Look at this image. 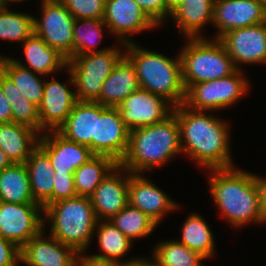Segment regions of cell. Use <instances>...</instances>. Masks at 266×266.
Masks as SVG:
<instances>
[{
    "instance_id": "d6986e66",
    "label": "cell",
    "mask_w": 266,
    "mask_h": 266,
    "mask_svg": "<svg viewBox=\"0 0 266 266\" xmlns=\"http://www.w3.org/2000/svg\"><path fill=\"white\" fill-rule=\"evenodd\" d=\"M76 102L75 91L69 90L66 83L62 84L56 79L44 82L43 97L38 106L40 133L48 129L57 131L73 110Z\"/></svg>"
},
{
    "instance_id": "4dcf8cb0",
    "label": "cell",
    "mask_w": 266,
    "mask_h": 266,
    "mask_svg": "<svg viewBox=\"0 0 266 266\" xmlns=\"http://www.w3.org/2000/svg\"><path fill=\"white\" fill-rule=\"evenodd\" d=\"M180 243L189 249L198 252L206 259L214 254L213 234L204 218L197 214H191L186 219L182 228Z\"/></svg>"
},
{
    "instance_id": "8d00e7d4",
    "label": "cell",
    "mask_w": 266,
    "mask_h": 266,
    "mask_svg": "<svg viewBox=\"0 0 266 266\" xmlns=\"http://www.w3.org/2000/svg\"><path fill=\"white\" fill-rule=\"evenodd\" d=\"M62 3L75 19H103L106 0H63Z\"/></svg>"
},
{
    "instance_id": "8992f818",
    "label": "cell",
    "mask_w": 266,
    "mask_h": 266,
    "mask_svg": "<svg viewBox=\"0 0 266 266\" xmlns=\"http://www.w3.org/2000/svg\"><path fill=\"white\" fill-rule=\"evenodd\" d=\"M188 39L180 52L185 90L193 84L227 77L237 70L219 39Z\"/></svg>"
},
{
    "instance_id": "e575fe53",
    "label": "cell",
    "mask_w": 266,
    "mask_h": 266,
    "mask_svg": "<svg viewBox=\"0 0 266 266\" xmlns=\"http://www.w3.org/2000/svg\"><path fill=\"white\" fill-rule=\"evenodd\" d=\"M81 23V24H80ZM85 26V28H84ZM107 25L103 19H75L73 24V57L94 52H102L109 48L102 50H94L96 39L100 42L102 38V28Z\"/></svg>"
},
{
    "instance_id": "836d02e7",
    "label": "cell",
    "mask_w": 266,
    "mask_h": 266,
    "mask_svg": "<svg viewBox=\"0 0 266 266\" xmlns=\"http://www.w3.org/2000/svg\"><path fill=\"white\" fill-rule=\"evenodd\" d=\"M109 220L131 241L145 237L157 226L145 213L129 204Z\"/></svg>"
},
{
    "instance_id": "83f0119b",
    "label": "cell",
    "mask_w": 266,
    "mask_h": 266,
    "mask_svg": "<svg viewBox=\"0 0 266 266\" xmlns=\"http://www.w3.org/2000/svg\"><path fill=\"white\" fill-rule=\"evenodd\" d=\"M118 165L111 157L94 155L74 173L77 196L90 197L106 175Z\"/></svg>"
},
{
    "instance_id": "7a4b0ae2",
    "label": "cell",
    "mask_w": 266,
    "mask_h": 266,
    "mask_svg": "<svg viewBox=\"0 0 266 266\" xmlns=\"http://www.w3.org/2000/svg\"><path fill=\"white\" fill-rule=\"evenodd\" d=\"M209 177L211 196L232 226H242L250 221L262 223L260 193L255 174L234 167L212 169Z\"/></svg>"
},
{
    "instance_id": "bcb514c9",
    "label": "cell",
    "mask_w": 266,
    "mask_h": 266,
    "mask_svg": "<svg viewBox=\"0 0 266 266\" xmlns=\"http://www.w3.org/2000/svg\"><path fill=\"white\" fill-rule=\"evenodd\" d=\"M12 164L6 153L0 149V172Z\"/></svg>"
},
{
    "instance_id": "f6af8a7d",
    "label": "cell",
    "mask_w": 266,
    "mask_h": 266,
    "mask_svg": "<svg viewBox=\"0 0 266 266\" xmlns=\"http://www.w3.org/2000/svg\"><path fill=\"white\" fill-rule=\"evenodd\" d=\"M183 0H165L167 7V16H171V13L176 10Z\"/></svg>"
},
{
    "instance_id": "f35d334b",
    "label": "cell",
    "mask_w": 266,
    "mask_h": 266,
    "mask_svg": "<svg viewBox=\"0 0 266 266\" xmlns=\"http://www.w3.org/2000/svg\"><path fill=\"white\" fill-rule=\"evenodd\" d=\"M141 9L159 26L167 17L165 0H134Z\"/></svg>"
},
{
    "instance_id": "30bf717a",
    "label": "cell",
    "mask_w": 266,
    "mask_h": 266,
    "mask_svg": "<svg viewBox=\"0 0 266 266\" xmlns=\"http://www.w3.org/2000/svg\"><path fill=\"white\" fill-rule=\"evenodd\" d=\"M39 203L16 204L0 201V236L20 249L44 229Z\"/></svg>"
},
{
    "instance_id": "ab89813d",
    "label": "cell",
    "mask_w": 266,
    "mask_h": 266,
    "mask_svg": "<svg viewBox=\"0 0 266 266\" xmlns=\"http://www.w3.org/2000/svg\"><path fill=\"white\" fill-rule=\"evenodd\" d=\"M21 261L20 248L0 236V266H17Z\"/></svg>"
},
{
    "instance_id": "c3c4849f",
    "label": "cell",
    "mask_w": 266,
    "mask_h": 266,
    "mask_svg": "<svg viewBox=\"0 0 266 266\" xmlns=\"http://www.w3.org/2000/svg\"><path fill=\"white\" fill-rule=\"evenodd\" d=\"M42 1H45V2H62L63 0H42Z\"/></svg>"
},
{
    "instance_id": "f1b7e54d",
    "label": "cell",
    "mask_w": 266,
    "mask_h": 266,
    "mask_svg": "<svg viewBox=\"0 0 266 266\" xmlns=\"http://www.w3.org/2000/svg\"><path fill=\"white\" fill-rule=\"evenodd\" d=\"M0 69L13 81L18 90L30 102L39 106L44 91V83L35 72L19 65L14 58L0 57Z\"/></svg>"
},
{
    "instance_id": "7402d4cb",
    "label": "cell",
    "mask_w": 266,
    "mask_h": 266,
    "mask_svg": "<svg viewBox=\"0 0 266 266\" xmlns=\"http://www.w3.org/2000/svg\"><path fill=\"white\" fill-rule=\"evenodd\" d=\"M39 132L19 123H0V149L12 163L25 164L38 147Z\"/></svg>"
},
{
    "instance_id": "484cf974",
    "label": "cell",
    "mask_w": 266,
    "mask_h": 266,
    "mask_svg": "<svg viewBox=\"0 0 266 266\" xmlns=\"http://www.w3.org/2000/svg\"><path fill=\"white\" fill-rule=\"evenodd\" d=\"M214 3L215 0H183L171 17L187 38H199L203 25L212 23Z\"/></svg>"
},
{
    "instance_id": "4316f807",
    "label": "cell",
    "mask_w": 266,
    "mask_h": 266,
    "mask_svg": "<svg viewBox=\"0 0 266 266\" xmlns=\"http://www.w3.org/2000/svg\"><path fill=\"white\" fill-rule=\"evenodd\" d=\"M0 201L16 204L37 203L31 193L25 164L12 163L0 172Z\"/></svg>"
},
{
    "instance_id": "7c38bea8",
    "label": "cell",
    "mask_w": 266,
    "mask_h": 266,
    "mask_svg": "<svg viewBox=\"0 0 266 266\" xmlns=\"http://www.w3.org/2000/svg\"><path fill=\"white\" fill-rule=\"evenodd\" d=\"M116 108L129 130L161 122L174 110V106L166 99L140 87L128 95Z\"/></svg>"
},
{
    "instance_id": "5bb4252c",
    "label": "cell",
    "mask_w": 266,
    "mask_h": 266,
    "mask_svg": "<svg viewBox=\"0 0 266 266\" xmlns=\"http://www.w3.org/2000/svg\"><path fill=\"white\" fill-rule=\"evenodd\" d=\"M212 22L219 39L228 31L266 22V7L260 0H215Z\"/></svg>"
},
{
    "instance_id": "d590c367",
    "label": "cell",
    "mask_w": 266,
    "mask_h": 266,
    "mask_svg": "<svg viewBox=\"0 0 266 266\" xmlns=\"http://www.w3.org/2000/svg\"><path fill=\"white\" fill-rule=\"evenodd\" d=\"M33 33V16L8 11L7 5H0V39L23 43Z\"/></svg>"
},
{
    "instance_id": "4fadbf2b",
    "label": "cell",
    "mask_w": 266,
    "mask_h": 266,
    "mask_svg": "<svg viewBox=\"0 0 266 266\" xmlns=\"http://www.w3.org/2000/svg\"><path fill=\"white\" fill-rule=\"evenodd\" d=\"M219 40L237 69L239 63H266V22L228 31Z\"/></svg>"
},
{
    "instance_id": "f546056e",
    "label": "cell",
    "mask_w": 266,
    "mask_h": 266,
    "mask_svg": "<svg viewBox=\"0 0 266 266\" xmlns=\"http://www.w3.org/2000/svg\"><path fill=\"white\" fill-rule=\"evenodd\" d=\"M0 85L12 108L13 123L26 125L40 132L38 106L26 99L1 69Z\"/></svg>"
},
{
    "instance_id": "5b68a950",
    "label": "cell",
    "mask_w": 266,
    "mask_h": 266,
    "mask_svg": "<svg viewBox=\"0 0 266 266\" xmlns=\"http://www.w3.org/2000/svg\"><path fill=\"white\" fill-rule=\"evenodd\" d=\"M43 212L44 220H50L51 236L80 254L86 252L98 221L89 197L60 200L45 207Z\"/></svg>"
},
{
    "instance_id": "d6a6232c",
    "label": "cell",
    "mask_w": 266,
    "mask_h": 266,
    "mask_svg": "<svg viewBox=\"0 0 266 266\" xmlns=\"http://www.w3.org/2000/svg\"><path fill=\"white\" fill-rule=\"evenodd\" d=\"M153 253L156 266H202L206 259L178 240L158 243Z\"/></svg>"
},
{
    "instance_id": "3957f363",
    "label": "cell",
    "mask_w": 266,
    "mask_h": 266,
    "mask_svg": "<svg viewBox=\"0 0 266 266\" xmlns=\"http://www.w3.org/2000/svg\"><path fill=\"white\" fill-rule=\"evenodd\" d=\"M180 129L176 115L150 126L129 130L128 148L119 163L130 173H143L165 164L181 153Z\"/></svg>"
},
{
    "instance_id": "ee69618b",
    "label": "cell",
    "mask_w": 266,
    "mask_h": 266,
    "mask_svg": "<svg viewBox=\"0 0 266 266\" xmlns=\"http://www.w3.org/2000/svg\"><path fill=\"white\" fill-rule=\"evenodd\" d=\"M118 266H156L155 260L152 261L138 258L137 259H131L129 261H120L118 262Z\"/></svg>"
},
{
    "instance_id": "ba28073f",
    "label": "cell",
    "mask_w": 266,
    "mask_h": 266,
    "mask_svg": "<svg viewBox=\"0 0 266 266\" xmlns=\"http://www.w3.org/2000/svg\"><path fill=\"white\" fill-rule=\"evenodd\" d=\"M248 84L238 68L227 77L191 85L186 90L184 105L197 111L226 108L245 94Z\"/></svg>"
},
{
    "instance_id": "7bdbcfd3",
    "label": "cell",
    "mask_w": 266,
    "mask_h": 266,
    "mask_svg": "<svg viewBox=\"0 0 266 266\" xmlns=\"http://www.w3.org/2000/svg\"><path fill=\"white\" fill-rule=\"evenodd\" d=\"M255 178L260 193V209L264 218V222H266V178H261L256 175Z\"/></svg>"
},
{
    "instance_id": "52a82bcc",
    "label": "cell",
    "mask_w": 266,
    "mask_h": 266,
    "mask_svg": "<svg viewBox=\"0 0 266 266\" xmlns=\"http://www.w3.org/2000/svg\"><path fill=\"white\" fill-rule=\"evenodd\" d=\"M125 54L118 48H112L72 57L67 61L70 82L77 88V101L95 102L102 91V86L115 65Z\"/></svg>"
},
{
    "instance_id": "1f68e13d",
    "label": "cell",
    "mask_w": 266,
    "mask_h": 266,
    "mask_svg": "<svg viewBox=\"0 0 266 266\" xmlns=\"http://www.w3.org/2000/svg\"><path fill=\"white\" fill-rule=\"evenodd\" d=\"M101 222V223H99ZM96 230L99 245L104 254L91 257L106 261H119L131 248L132 241L126 237L110 220L97 221Z\"/></svg>"
},
{
    "instance_id": "d4e9b609",
    "label": "cell",
    "mask_w": 266,
    "mask_h": 266,
    "mask_svg": "<svg viewBox=\"0 0 266 266\" xmlns=\"http://www.w3.org/2000/svg\"><path fill=\"white\" fill-rule=\"evenodd\" d=\"M25 60L28 66L14 59L19 65L41 75L49 74L67 67V58L57 49L48 46L38 35L33 33L23 42Z\"/></svg>"
},
{
    "instance_id": "7dc6e473",
    "label": "cell",
    "mask_w": 266,
    "mask_h": 266,
    "mask_svg": "<svg viewBox=\"0 0 266 266\" xmlns=\"http://www.w3.org/2000/svg\"><path fill=\"white\" fill-rule=\"evenodd\" d=\"M11 1H25V0H0V5H7L8 2H11Z\"/></svg>"
},
{
    "instance_id": "b9f144b4",
    "label": "cell",
    "mask_w": 266,
    "mask_h": 266,
    "mask_svg": "<svg viewBox=\"0 0 266 266\" xmlns=\"http://www.w3.org/2000/svg\"><path fill=\"white\" fill-rule=\"evenodd\" d=\"M77 266H118L117 261H106L95 259L91 256L78 255Z\"/></svg>"
},
{
    "instance_id": "cb8c5ba5",
    "label": "cell",
    "mask_w": 266,
    "mask_h": 266,
    "mask_svg": "<svg viewBox=\"0 0 266 266\" xmlns=\"http://www.w3.org/2000/svg\"><path fill=\"white\" fill-rule=\"evenodd\" d=\"M30 188L33 199L43 206V209L52 204L54 187L52 167L49 156L38 146L26 160Z\"/></svg>"
},
{
    "instance_id": "603a6c76",
    "label": "cell",
    "mask_w": 266,
    "mask_h": 266,
    "mask_svg": "<svg viewBox=\"0 0 266 266\" xmlns=\"http://www.w3.org/2000/svg\"><path fill=\"white\" fill-rule=\"evenodd\" d=\"M95 128L96 102L77 101L57 132L67 140L88 146L92 151V138H95Z\"/></svg>"
},
{
    "instance_id": "74e56055",
    "label": "cell",
    "mask_w": 266,
    "mask_h": 266,
    "mask_svg": "<svg viewBox=\"0 0 266 266\" xmlns=\"http://www.w3.org/2000/svg\"><path fill=\"white\" fill-rule=\"evenodd\" d=\"M52 203L77 196L74 184V173H54Z\"/></svg>"
},
{
    "instance_id": "681fc988",
    "label": "cell",
    "mask_w": 266,
    "mask_h": 266,
    "mask_svg": "<svg viewBox=\"0 0 266 266\" xmlns=\"http://www.w3.org/2000/svg\"><path fill=\"white\" fill-rule=\"evenodd\" d=\"M263 4H264V6L266 7V0H260Z\"/></svg>"
},
{
    "instance_id": "9a60e30c",
    "label": "cell",
    "mask_w": 266,
    "mask_h": 266,
    "mask_svg": "<svg viewBox=\"0 0 266 266\" xmlns=\"http://www.w3.org/2000/svg\"><path fill=\"white\" fill-rule=\"evenodd\" d=\"M103 21L124 45L131 42L126 35L158 26L134 0H106Z\"/></svg>"
},
{
    "instance_id": "44dd1931",
    "label": "cell",
    "mask_w": 266,
    "mask_h": 266,
    "mask_svg": "<svg viewBox=\"0 0 266 266\" xmlns=\"http://www.w3.org/2000/svg\"><path fill=\"white\" fill-rule=\"evenodd\" d=\"M138 88L139 81L135 67L124 55L104 81L100 96L95 102L107 107H117Z\"/></svg>"
},
{
    "instance_id": "9c48e42d",
    "label": "cell",
    "mask_w": 266,
    "mask_h": 266,
    "mask_svg": "<svg viewBox=\"0 0 266 266\" xmlns=\"http://www.w3.org/2000/svg\"><path fill=\"white\" fill-rule=\"evenodd\" d=\"M128 139L129 129L124 125L119 110L96 102L93 154L111 157L119 164L127 151Z\"/></svg>"
},
{
    "instance_id": "e0dca14e",
    "label": "cell",
    "mask_w": 266,
    "mask_h": 266,
    "mask_svg": "<svg viewBox=\"0 0 266 266\" xmlns=\"http://www.w3.org/2000/svg\"><path fill=\"white\" fill-rule=\"evenodd\" d=\"M121 171L126 169L118 164L89 197L98 221L111 219L128 205L129 175L121 177Z\"/></svg>"
},
{
    "instance_id": "277c9868",
    "label": "cell",
    "mask_w": 266,
    "mask_h": 266,
    "mask_svg": "<svg viewBox=\"0 0 266 266\" xmlns=\"http://www.w3.org/2000/svg\"><path fill=\"white\" fill-rule=\"evenodd\" d=\"M125 56L135 67L139 87L159 95L174 107L184 104L186 90L182 80L180 54L174 60L150 50H143L130 42L123 45Z\"/></svg>"
},
{
    "instance_id": "60d3db41",
    "label": "cell",
    "mask_w": 266,
    "mask_h": 266,
    "mask_svg": "<svg viewBox=\"0 0 266 266\" xmlns=\"http://www.w3.org/2000/svg\"><path fill=\"white\" fill-rule=\"evenodd\" d=\"M0 123H13L12 108L0 85Z\"/></svg>"
},
{
    "instance_id": "ac0fdd59",
    "label": "cell",
    "mask_w": 266,
    "mask_h": 266,
    "mask_svg": "<svg viewBox=\"0 0 266 266\" xmlns=\"http://www.w3.org/2000/svg\"><path fill=\"white\" fill-rule=\"evenodd\" d=\"M126 172L129 174L128 204L145 213L157 225L167 211L178 208L164 191L143 177V174Z\"/></svg>"
},
{
    "instance_id": "8fae6325",
    "label": "cell",
    "mask_w": 266,
    "mask_h": 266,
    "mask_svg": "<svg viewBox=\"0 0 266 266\" xmlns=\"http://www.w3.org/2000/svg\"><path fill=\"white\" fill-rule=\"evenodd\" d=\"M42 3L41 21L34 18V33L69 60L73 57L75 18L62 2L43 1Z\"/></svg>"
},
{
    "instance_id": "2e32d148",
    "label": "cell",
    "mask_w": 266,
    "mask_h": 266,
    "mask_svg": "<svg viewBox=\"0 0 266 266\" xmlns=\"http://www.w3.org/2000/svg\"><path fill=\"white\" fill-rule=\"evenodd\" d=\"M43 231L20 249V262L28 266H77L79 253L51 235L47 238L48 240H45Z\"/></svg>"
},
{
    "instance_id": "ffe728a7",
    "label": "cell",
    "mask_w": 266,
    "mask_h": 266,
    "mask_svg": "<svg viewBox=\"0 0 266 266\" xmlns=\"http://www.w3.org/2000/svg\"><path fill=\"white\" fill-rule=\"evenodd\" d=\"M47 133L41 135L38 146L49 156L54 173H75L76 169L94 156L86 145L67 140L57 131Z\"/></svg>"
},
{
    "instance_id": "6da1fadb",
    "label": "cell",
    "mask_w": 266,
    "mask_h": 266,
    "mask_svg": "<svg viewBox=\"0 0 266 266\" xmlns=\"http://www.w3.org/2000/svg\"><path fill=\"white\" fill-rule=\"evenodd\" d=\"M173 113L179 124L182 152L210 170L234 166L230 158L229 126L225 122L184 104L174 107Z\"/></svg>"
}]
</instances>
